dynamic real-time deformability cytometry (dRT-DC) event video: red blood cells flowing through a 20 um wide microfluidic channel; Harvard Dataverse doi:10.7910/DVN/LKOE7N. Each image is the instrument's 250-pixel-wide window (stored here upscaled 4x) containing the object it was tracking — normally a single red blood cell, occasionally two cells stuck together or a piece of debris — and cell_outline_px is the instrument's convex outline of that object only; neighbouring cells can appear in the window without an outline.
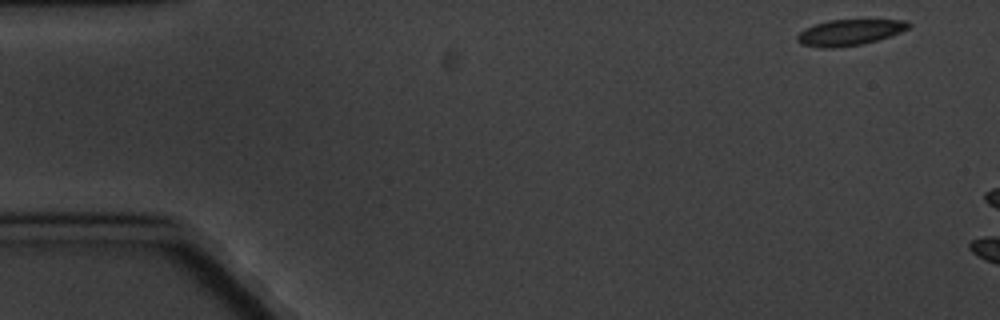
{"species": "common noctule bat (a hibernating species)", "species_latin": "Nyctalus noctula", "temperature_condition": "cold", "stored_images_in_passage": 3, "camera_frame_rate_fps": 3000, "um_per_image_px": 0.085, "animal": {"sex": "male", "body_mass_g": 20.1, "forearm_length_mm": 53.5}, "frame": {"image": 1, "passage_image": 1, "time_ms": 0.0, "image_size_px": [1000, 320], "cell_outline_px": [[912, 24], [908, 28], [900, 32], [876, 40], [860, 44], [832, 48], [820, 48], [800, 44], [796, 40], [796, 36], [804, 28], [828, 20], [908, 20]], "centroid_in_image_um": [72.17, 2.75], "position_along_channel_um": 12.8, "area_um2": 16.7}}